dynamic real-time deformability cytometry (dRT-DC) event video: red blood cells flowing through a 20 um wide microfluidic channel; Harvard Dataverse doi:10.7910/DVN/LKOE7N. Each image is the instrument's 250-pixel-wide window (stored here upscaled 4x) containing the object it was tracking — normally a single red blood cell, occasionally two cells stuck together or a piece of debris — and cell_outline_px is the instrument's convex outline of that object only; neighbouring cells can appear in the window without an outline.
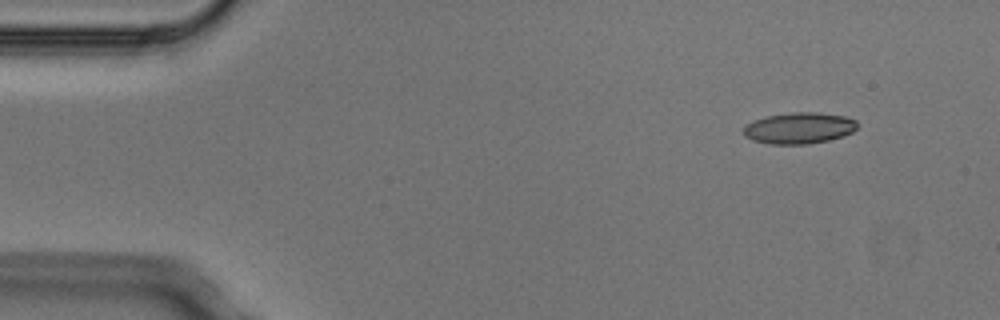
{"species": "Egyptian fruit bat (a non-hibernating species)", "species_latin": "Rousettus aegyptiacus", "temperature_condition": "cold", "stored_images_in_passage": 7, "camera_frame_rate_fps": 3000, "um_per_image_px": 0.085, "animal": {"sex": "male"}, "frame": {"image": 1, "passage_image": 2, "time_ms": 0.333, "image_size_px": [1000, 320], "cell_outline_px": [[856, 128], [852, 132], [844, 136], [828, 140], [808, 144], [768, 144], [752, 140], [744, 136], [744, 128], [752, 120], [768, 116], [792, 112], [820, 112], [844, 116], [856, 120]], "centroid_in_image_um": [67.92, 10.89], "position_along_channel_um": 17.1, "area_um2": 20.75}}
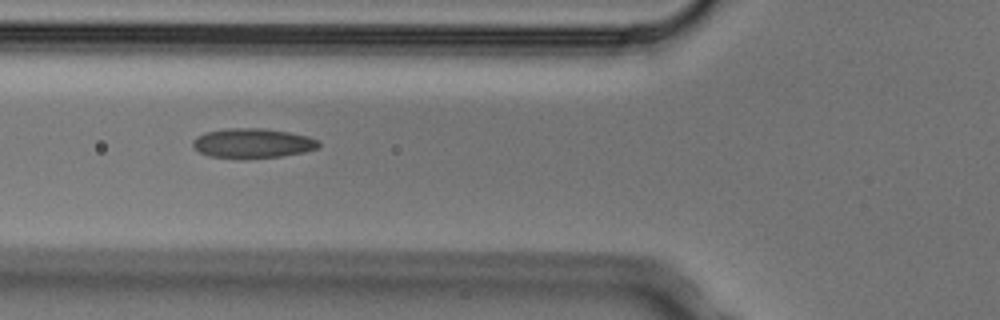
{"frame": {"image": 2, "passage_image": 6, "time_ms": 1.667, "image_size_px": [1000, 320], "cell_outline_px": [[320, 144], [316, 148], [304, 152], [280, 156], [248, 160], [236, 160], [208, 156], [200, 152], [192, 144], [192, 140], [196, 136], [204, 132], [228, 128], [264, 128], [288, 132], [308, 136], [316, 140]], "centroid_in_image_um": [21.41, 12.2], "position_along_channel_um": 104.4, "area_um2": 22.2}}
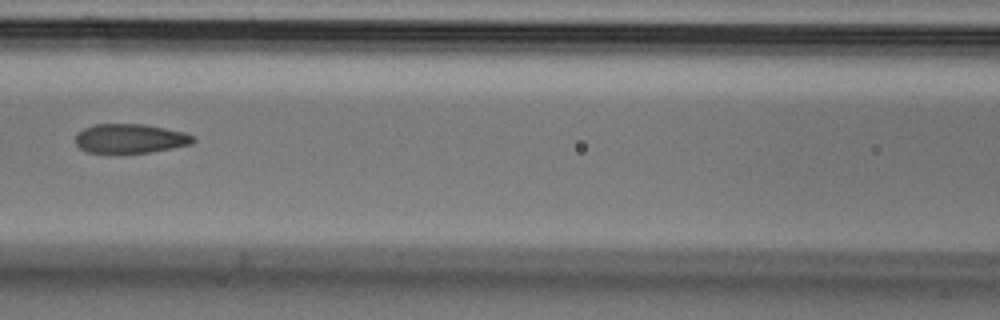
{"frame": {"image": 3, "passage_image": 7, "time_ms": 2.0, "image_size_px": [1000, 320], "cell_outline_px": [[196, 140], [192, 144], [152, 152], [88, 152], [80, 148], [76, 144], [76, 132], [92, 124], [144, 124], [184, 132], [192, 136]], "centroid_in_image_um": [11.06, 11.76], "position_along_channel_um": 155.5, "area_um2": 19.94}}